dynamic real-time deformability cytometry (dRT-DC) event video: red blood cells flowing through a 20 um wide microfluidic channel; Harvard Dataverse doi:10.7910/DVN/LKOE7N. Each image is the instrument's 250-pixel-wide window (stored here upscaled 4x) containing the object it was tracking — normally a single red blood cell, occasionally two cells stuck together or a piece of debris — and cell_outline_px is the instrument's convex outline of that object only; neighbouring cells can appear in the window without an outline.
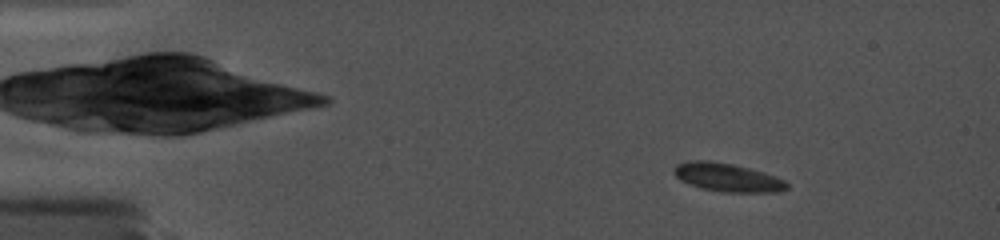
{"species": "common noctule bat (a hibernating species)", "species_latin": "Nyctalus noctula", "temperature_condition": "cold", "stored_images_in_passage": 20, "camera_frame_rate_fps": 5000, "um_per_image_px": 0.085, "animal": {"sex": "female", "body_mass_g": 19.0, "forearm_length_mm": 56.7}, "frame": {"image": 1, "passage_image": 5, "time_ms": 2.4, "image_size_px": [1000, 240], "cell_outline_px": [[788, 188], [780, 192], [720, 192], [700, 188], [688, 184], [680, 180], [672, 172], [672, 168], [676, 164], [688, 160], [708, 160], [732, 164], [764, 172], [776, 176], [784, 180], [788, 184]], "centroid_in_image_um": [61.79, 15.08], "position_along_channel_um": 23.2, "area_um2": 18.96}}
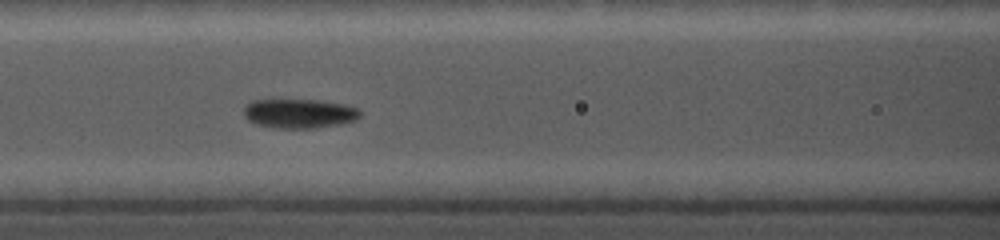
{"frame": {"image": 2, "passage_image": 14, "time_ms": 8.0, "image_size_px": [1000, 240], "cell_outline_px": [[360, 116], [356, 120], [340, 124], [316, 128], [272, 128], [256, 124], [248, 120], [244, 116], [244, 108], [252, 100], [316, 100], [344, 104], [360, 108]], "centroid_in_image_um": [25.45, 9.65], "position_along_channel_um": 141.2, "area_um2": 19.94}}
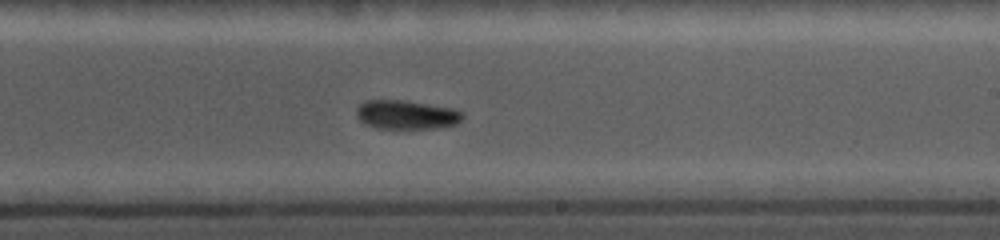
{"frame": {"image": 3, "passage_image": 20, "time_ms": 11.0, "image_size_px": [1000, 240], "cell_outline_px": [[464, 116], [456, 124], [444, 128], [376, 128], [364, 124], [356, 116], [356, 108], [364, 100], [404, 100], [452, 108], [464, 112]], "centroid_in_image_um": [34.54, 9.75], "position_along_channel_um": 254.5, "area_um2": 18.09}}